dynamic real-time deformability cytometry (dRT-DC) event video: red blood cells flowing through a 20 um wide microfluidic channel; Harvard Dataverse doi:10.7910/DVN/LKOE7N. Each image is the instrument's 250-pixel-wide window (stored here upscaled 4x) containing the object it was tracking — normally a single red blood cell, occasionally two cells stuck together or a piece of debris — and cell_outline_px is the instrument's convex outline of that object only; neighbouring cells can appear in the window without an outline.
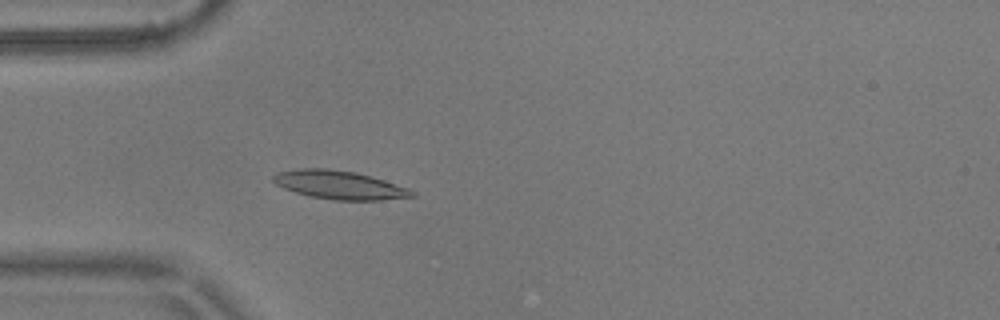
{"species": "common noctule bat (a hibernating species)", "species_latin": "Nyctalus noctula", "temperature_condition": "warm", "stored_images_in_passage": 4, "camera_frame_rate_fps": 3000, "um_per_image_px": 0.085, "animal": {"sex": "male", "body_mass_g": 17.9}, "frame": {"image": 1, "passage_image": 4, "time_ms": 1.0, "image_size_px": [1000, 320], "cell_outline_px": [[416, 196], [380, 200], [332, 200], [308, 196], [284, 188], [276, 184], [272, 180], [272, 176], [276, 172], [300, 168], [328, 168], [356, 172], [384, 180], [408, 188], [416, 192]], "centroid_in_image_um": [28.83, 15.72], "position_along_channel_um": 56.2, "area_um2": 23.12}}